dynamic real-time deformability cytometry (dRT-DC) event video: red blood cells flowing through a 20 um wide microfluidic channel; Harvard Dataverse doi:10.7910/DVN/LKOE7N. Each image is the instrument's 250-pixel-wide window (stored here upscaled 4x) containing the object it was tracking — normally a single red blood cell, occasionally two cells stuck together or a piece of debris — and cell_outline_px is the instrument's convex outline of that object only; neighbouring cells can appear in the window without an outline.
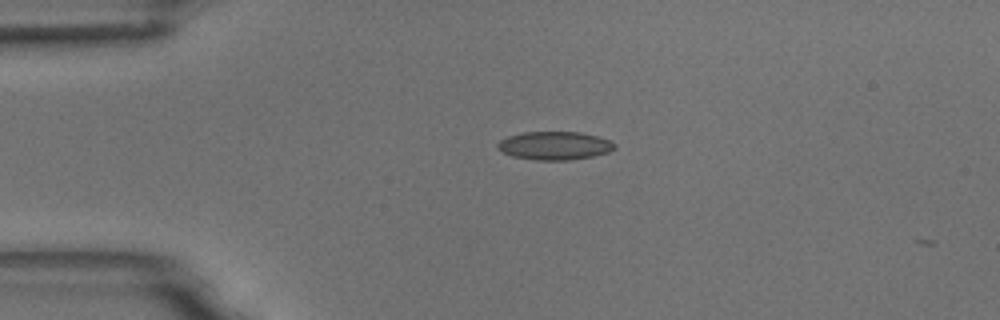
{"species": "common noctule bat (a hibernating species)", "species_latin": "Nyctalus noctula", "temperature_condition": "room temperature", "stored_images_in_passage": 3, "camera_frame_rate_fps": 3000, "um_per_image_px": 0.085, "animal": {"sex": "male", "body_mass_g": 18.8}, "frame": {"image": 1, "passage_image": 1, "time_ms": 0.0, "image_size_px": [1000, 320], "cell_outline_px": [[616, 148], [608, 152], [592, 156], [568, 160], [536, 160], [512, 156], [496, 148], [496, 144], [500, 140], [508, 136], [524, 132], [580, 132], [612, 140], [616, 144]], "centroid_in_image_um": [47.15, 12.37], "position_along_channel_um": 37.9, "area_um2": 19.31}}